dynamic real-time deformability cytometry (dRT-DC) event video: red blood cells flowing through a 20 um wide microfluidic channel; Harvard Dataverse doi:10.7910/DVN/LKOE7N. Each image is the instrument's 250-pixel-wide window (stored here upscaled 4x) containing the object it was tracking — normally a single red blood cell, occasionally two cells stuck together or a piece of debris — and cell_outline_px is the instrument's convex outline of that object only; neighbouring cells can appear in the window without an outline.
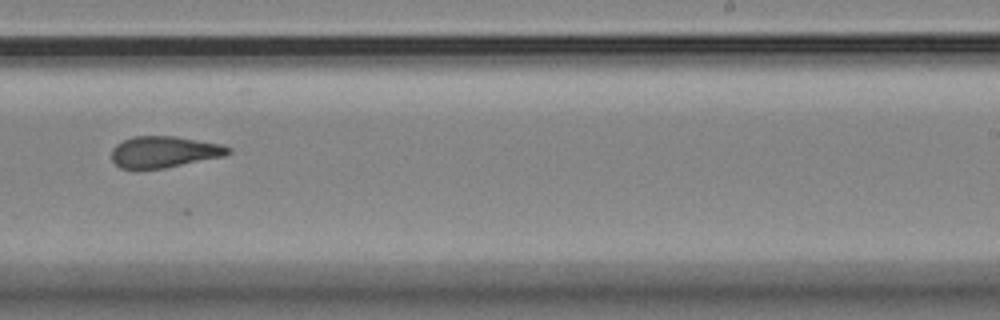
{"species": "Egyptian fruit bat (a non-hibernating species)", "species_latin": "Rousettus aegyptiacus", "temperature_condition": "room temperature", "stored_images_in_passage": 14, "camera_frame_rate_fps": 3000, "um_per_image_px": 0.085, "animal": {"sex": "female"}, "frame": {"image": 1, "passage_image": 9, "time_ms": 10.667, "image_size_px": [1000, 320], "cell_outline_px": [[232, 152], [224, 156], [164, 168], [136, 172], [120, 168], [112, 160], [112, 148], [116, 144], [132, 136], [172, 136], [220, 144], [232, 148]], "centroid_in_image_um": [13.89, 12.95], "position_along_channel_um": 275.1, "area_um2": 21.73}}
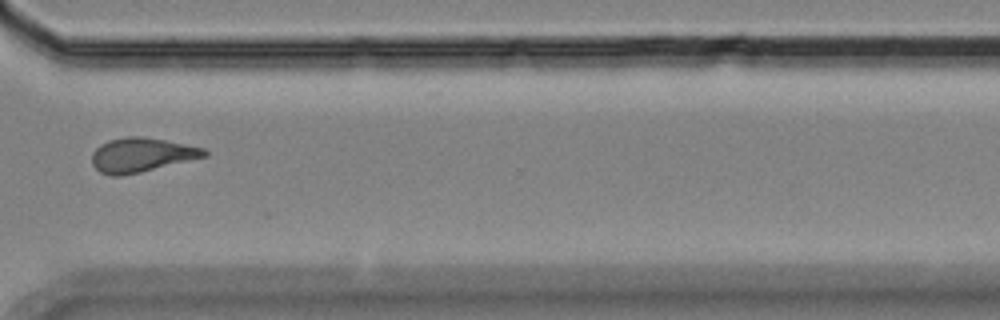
{"frame": {"image": 2, "passage_image": 11, "time_ms": 13.0, "image_size_px": [1000, 320], "cell_outline_px": [[208, 156], [140, 172], [120, 176], [112, 176], [100, 172], [92, 164], [92, 152], [100, 144], [108, 140], [124, 136], [140, 136], [164, 140], [204, 148], [208, 152]], "centroid_in_image_um": [12.0, 13.16], "position_along_channel_um": 358.6, "area_um2": 22.37}, "authors_computed_cell_mechanics": {"area_um2": 22.3397, "velocity_mm_per_s": 3.552, "shape_relaxation_time_tau1_ms": null, "shape_relaxation_time_tau2_ms": 8.9742, "deformation_change_tau1": null, "deformation_change_tau2": 0.1887}}